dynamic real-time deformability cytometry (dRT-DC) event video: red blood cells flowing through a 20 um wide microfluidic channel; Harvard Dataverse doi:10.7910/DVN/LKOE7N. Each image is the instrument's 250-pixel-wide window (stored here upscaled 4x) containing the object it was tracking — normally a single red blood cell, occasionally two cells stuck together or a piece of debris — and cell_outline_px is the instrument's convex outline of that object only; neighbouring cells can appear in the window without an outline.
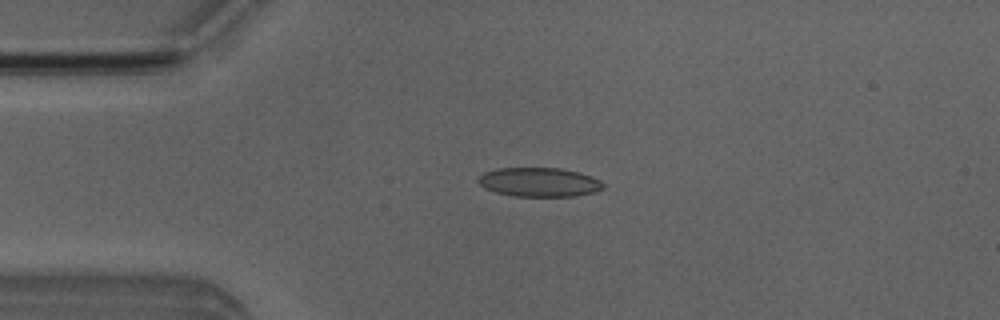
{"species": "Egyptian fruit bat (a non-hibernating species)", "species_latin": "Rousettus aegyptiacus", "temperature_condition": "room temperature", "stored_images_in_passage": 3, "camera_frame_rate_fps": 3000, "um_per_image_px": 0.085, "animal": {"sex": "male"}, "frame": {"image": 1, "passage_image": 3, "time_ms": 2.333, "image_size_px": [1000, 320], "cell_outline_px": [[604, 188], [596, 192], [576, 196], [512, 196], [496, 192], [484, 188], [476, 180], [484, 172], [496, 168], [560, 168], [580, 172], [592, 176], [600, 180], [604, 184]], "centroid_in_image_um": [45.85, 15.48], "position_along_channel_um": 39.1, "area_um2": 21.39}}